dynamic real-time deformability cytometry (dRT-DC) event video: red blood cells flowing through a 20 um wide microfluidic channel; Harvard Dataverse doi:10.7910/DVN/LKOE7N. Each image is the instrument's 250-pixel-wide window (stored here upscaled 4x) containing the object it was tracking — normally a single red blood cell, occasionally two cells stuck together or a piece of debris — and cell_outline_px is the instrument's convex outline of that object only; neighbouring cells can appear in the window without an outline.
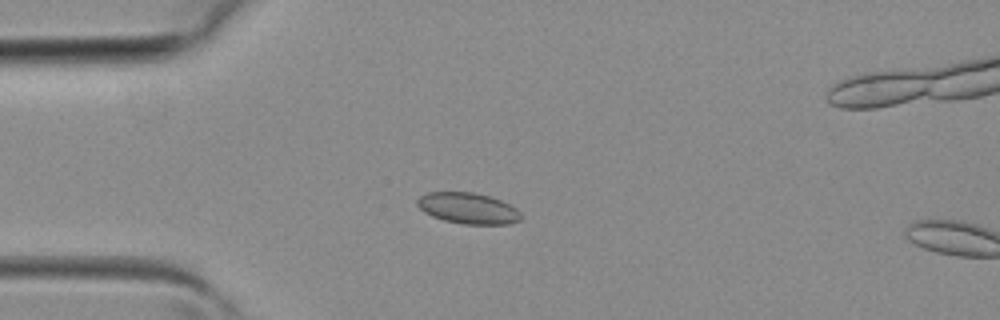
{"species": "common noctule bat (a hibernating species)", "species_latin": "Nyctalus noctula", "temperature_condition": "room temperature", "stored_images_in_passage": 12, "camera_frame_rate_fps": 3000, "um_per_image_px": 0.085, "animal": {"sex": "female", "body_mass_g": 19.3, "forearm_length_mm": 54.1}, "frame": {"image": 1, "passage_image": 10, "time_ms": 3.0, "image_size_px": [1000, 320], "cell_outline_px": [[524, 216], [520, 220], [508, 224], [464, 224], [444, 220], [432, 216], [424, 212], [416, 204], [416, 200], [420, 196], [428, 192], [472, 192], [488, 196], [500, 200], [516, 208]], "centroid_in_image_um": [39.78, 17.7], "position_along_channel_um": 45.2, "area_um2": 18.73}}